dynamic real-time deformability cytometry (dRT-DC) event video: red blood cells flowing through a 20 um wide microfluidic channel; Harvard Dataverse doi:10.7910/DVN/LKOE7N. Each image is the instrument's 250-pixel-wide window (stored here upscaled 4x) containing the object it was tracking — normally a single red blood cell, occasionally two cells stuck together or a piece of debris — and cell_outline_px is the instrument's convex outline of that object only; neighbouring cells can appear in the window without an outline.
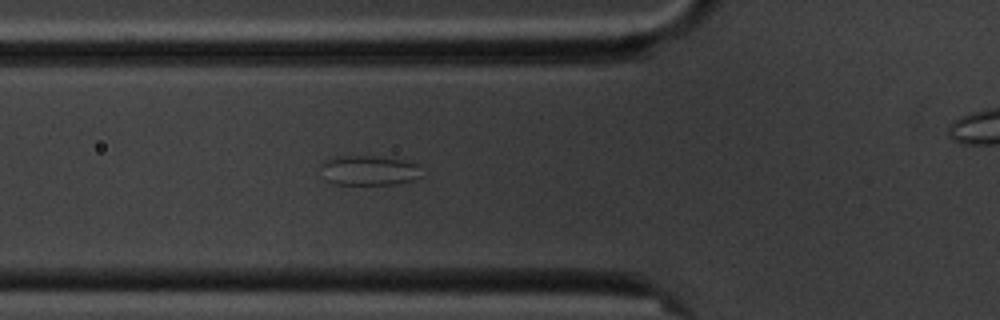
{"species": "common noctule bat (a hibernating species)", "species_latin": "Nyctalus noctula", "temperature_condition": "cold", "stored_images_in_passage": 8, "camera_frame_rate_fps": 3000, "um_per_image_px": 0.085, "animal": {"sex": "male", "body_mass_g": 20.1, "forearm_length_mm": 53.5}, "frame": {"image": 1, "passage_image": 7, "time_ms": 6.667, "image_size_px": [1000, 320], "cell_outline_px": [[424, 176], [412, 180], [396, 184], [332, 184], [324, 180], [320, 164], [324, 160], [336, 156], [372, 156], [404, 160], [416, 164]], "centroid_in_image_um": [31.32, 14.49], "position_along_channel_um": 94.5, "area_um2": 17.69}}